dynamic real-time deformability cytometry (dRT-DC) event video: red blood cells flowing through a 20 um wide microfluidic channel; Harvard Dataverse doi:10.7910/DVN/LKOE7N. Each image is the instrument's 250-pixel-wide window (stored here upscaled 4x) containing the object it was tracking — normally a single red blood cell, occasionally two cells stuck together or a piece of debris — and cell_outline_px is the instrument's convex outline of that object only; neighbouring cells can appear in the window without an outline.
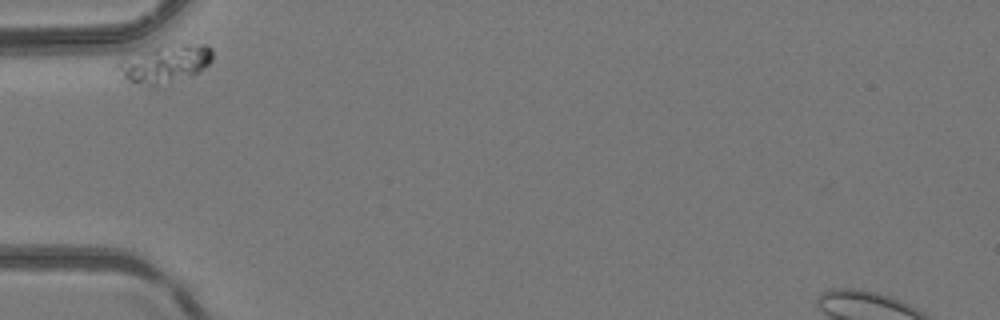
{"species": "common noctule bat (a hibernating species)", "species_latin": "Nyctalus noctula", "temperature_condition": "room temperature", "stored_images_in_passage": 29, "camera_frame_rate_fps": 3000, "um_per_image_px": 0.085, "animal": {"sex": "female", "body_mass_g": 24.6, "forearm_length_mm": 56.2}, "frame": {"image": 1, "passage_image": 1, "time_ms": 0.0, "image_size_px": [1000, 320], "cell_outline_px": [[212, 60], [204, 68], [192, 76], [156, 88], [128, 80], [124, 76], [116, 64], [116, 60], [120, 56], [176, 40], [180, 40], [208, 44], [212, 48]], "centroid_in_image_um": [14.05, 5.34], "position_along_channel_um": 71.0, "area_um2": 22.48}}
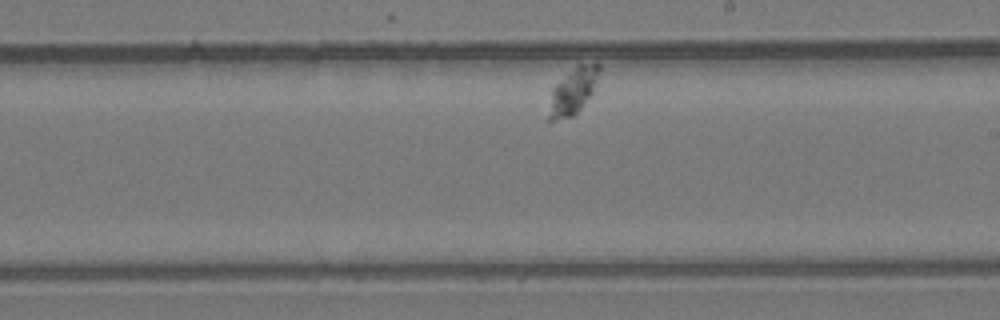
{"frame": {"image": 2, "passage_image": 17, "time_ms": 5.333, "image_size_px": [1000, 320], "cell_outline_px": [[600, 68], [592, 92], [580, 108], [572, 116], [548, 124], [544, 120], [552, 88], [556, 84], [580, 64], [600, 64]], "centroid_in_image_um": [48.58, 7.87], "position_along_channel_um": 240.4, "area_um2": 13.53}}
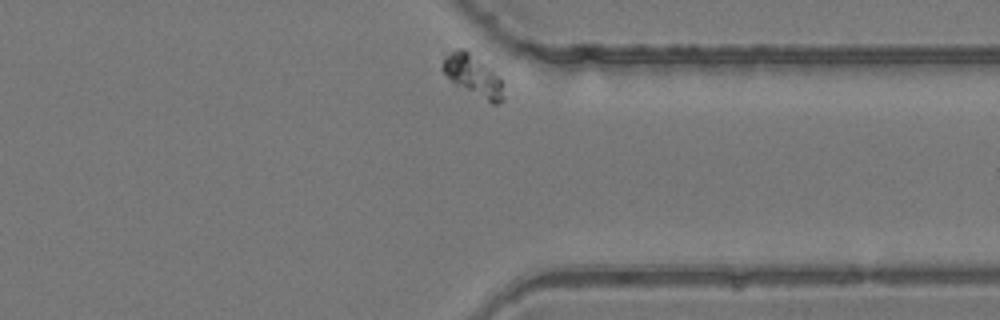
{"frame": {"image": 3, "passage_image": 29, "time_ms": 9.333, "image_size_px": [1000, 320], "cell_outline_px": [[504, 100], [496, 104], [492, 104], [456, 84], [440, 68], [444, 56], [456, 48], [464, 48], [492, 68], [500, 76], [504, 96]], "centroid_in_image_um": [40.23, 6.4], "position_along_channel_um": 371.2, "area_um2": 14.68}}